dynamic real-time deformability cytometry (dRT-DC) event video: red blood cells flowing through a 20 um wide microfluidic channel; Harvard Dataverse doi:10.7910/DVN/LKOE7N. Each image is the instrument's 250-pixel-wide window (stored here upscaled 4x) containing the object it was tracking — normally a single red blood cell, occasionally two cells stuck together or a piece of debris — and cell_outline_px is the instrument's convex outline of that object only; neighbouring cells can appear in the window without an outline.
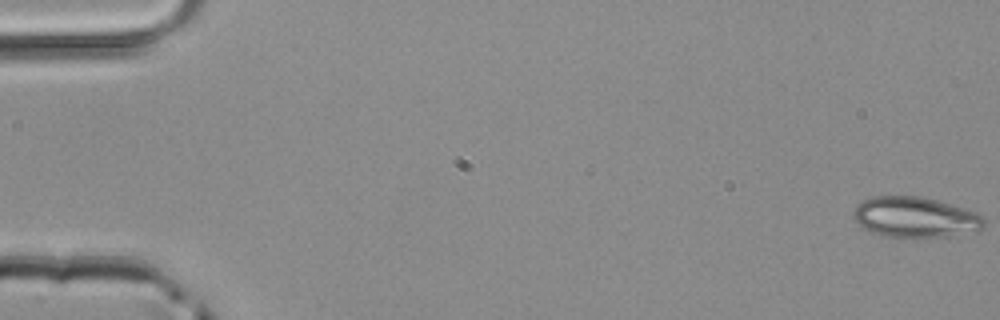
{"species": "common noctule bat (a hibernating species)", "species_latin": "Nyctalus noctula", "temperature_condition": "room temperature", "stored_images_in_passage": 14, "camera_frame_rate_fps": 3000, "um_per_image_px": 0.085, "animal": {"sex": "male", "body_mass_g": 20.4}, "frame": {"image": 1, "passage_image": 1, "time_ms": 0.0, "image_size_px": [1000, 320], "cell_outline_px": [[984, 224], [980, 228], [948, 236], [904, 240], [884, 236], [872, 232], [864, 228], [856, 220], [852, 212], [856, 204], [872, 196], [920, 196], [936, 200], [976, 212], [984, 220]], "centroid_in_image_um": [77.71, 18.48], "position_along_channel_um": 7.3, "area_um2": 30.98}}